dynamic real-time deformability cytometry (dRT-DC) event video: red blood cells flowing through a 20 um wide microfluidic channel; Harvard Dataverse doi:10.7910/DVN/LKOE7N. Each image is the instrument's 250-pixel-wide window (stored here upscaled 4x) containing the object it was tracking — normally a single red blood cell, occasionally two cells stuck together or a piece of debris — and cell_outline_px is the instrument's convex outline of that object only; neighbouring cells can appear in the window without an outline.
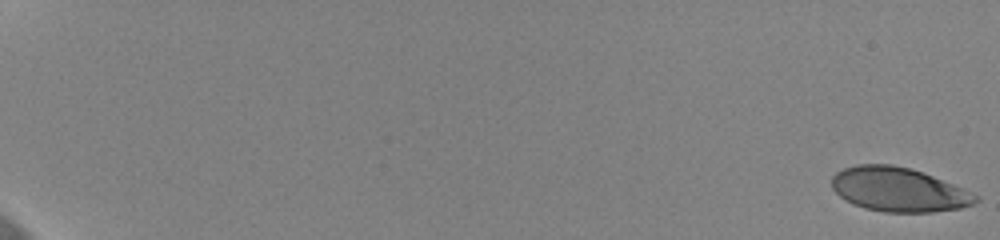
{"species": "human", "species_latin": "Homo sapiens", "temperature_condition": "cold", "stored_images_in_passage": 59, "camera_frame_rate_fps": 3000, "um_per_image_px": 0.085, "donor": {"sex": "female"}, "frame": {"image": 1, "passage_image": 1, "time_ms": 0.0, "image_size_px": [1000, 240], "cell_outline_px": [[980, 200], [972, 204], [960, 208], [932, 212], [884, 212], [864, 208], [852, 204], [840, 196], [832, 188], [832, 176], [836, 172], [844, 168], [856, 164], [892, 164], [912, 168], [924, 172], [980, 196]], "centroid_in_image_um": [76.37, 16.11], "position_along_channel_um": 8.6, "area_um2": 37.11}}
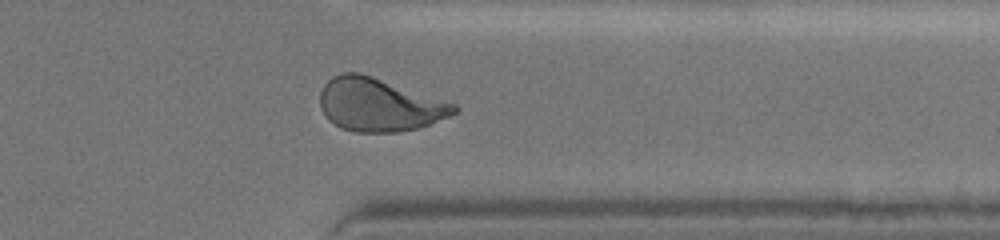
{"frame": {"image": 2, "passage_image": 50, "time_ms": 16.333, "image_size_px": [1000, 240], "cell_outline_px": [[460, 108], [456, 112], [448, 116], [420, 128], [400, 132], [356, 132], [340, 128], [328, 120], [324, 116], [320, 108], [320, 92], [324, 84], [332, 76], [340, 72], [360, 72], [456, 104]], "centroid_in_image_um": [32.19, 8.91], "position_along_channel_um": 379.2, "area_um2": 41.67}}
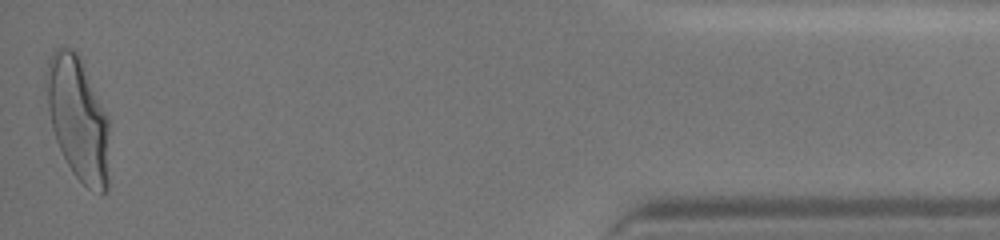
{"frame": {"image": 3, "passage_image": 59, "time_ms": 19.333, "image_size_px": [1000, 240], "cell_outline_px": [[108, 188], [100, 196], [88, 188], [72, 172], [56, 140], [52, 128], [48, 108], [48, 60], [52, 52], [56, 48], [72, 48], [80, 56], [108, 116]], "centroid_in_image_um": [6.67, 10.12], "position_along_channel_um": 428.5, "area_um2": 44.85}, "authors_computed_cell_mechanics": {"area_um2": 40.0554, "velocity_mm_per_s": 3.6372, "shape_relaxation_time_tau1_ms": 4.2524, "shape_relaxation_time_tau2_ms": 0.9155, "deformation_change_tau1": 0.1895, "deformation_change_tau2": 0.0726}}